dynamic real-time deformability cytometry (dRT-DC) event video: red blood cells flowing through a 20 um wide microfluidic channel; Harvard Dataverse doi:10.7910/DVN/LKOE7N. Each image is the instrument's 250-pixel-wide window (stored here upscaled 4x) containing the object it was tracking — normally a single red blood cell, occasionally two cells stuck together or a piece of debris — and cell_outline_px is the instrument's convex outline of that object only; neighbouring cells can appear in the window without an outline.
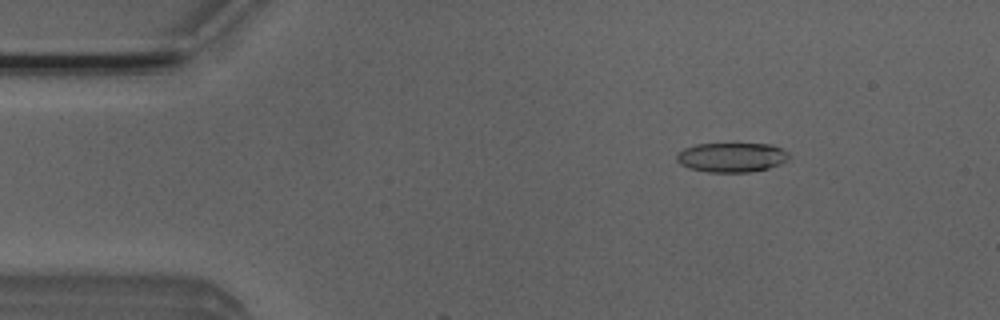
{"species": "Egyptian fruit bat (a non-hibernating species)", "species_latin": "Rousettus aegyptiacus", "temperature_condition": "room temperature", "stored_images_in_passage": 10, "camera_frame_rate_fps": 3000, "um_per_image_px": 0.085, "animal": {"sex": "male"}, "frame": {"image": 1, "passage_image": 7, "time_ms": 2.0, "image_size_px": [1000, 320], "cell_outline_px": [[788, 160], [780, 164], [768, 168], [748, 172], [708, 172], [688, 168], [680, 164], [676, 160], [676, 152], [684, 148], [696, 144], [772, 144], [788, 152]], "centroid_in_image_um": [62.15, 13.37], "position_along_channel_um": 22.8, "area_um2": 19.36}}